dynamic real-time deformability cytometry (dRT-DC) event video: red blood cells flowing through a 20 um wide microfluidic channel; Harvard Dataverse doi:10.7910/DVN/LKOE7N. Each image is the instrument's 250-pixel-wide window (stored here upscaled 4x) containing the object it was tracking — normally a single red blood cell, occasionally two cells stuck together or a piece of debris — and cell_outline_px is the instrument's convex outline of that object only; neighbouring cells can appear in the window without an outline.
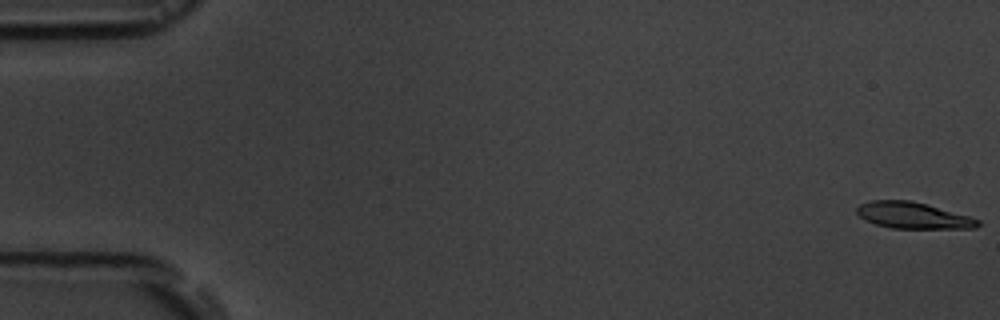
{"species": "common noctule bat (a hibernating species)", "species_latin": "Nyctalus noctula", "temperature_condition": "room temperature", "stored_images_in_passage": 12, "camera_frame_rate_fps": 3000, "um_per_image_px": 0.085, "animal": {"sex": "male", "body_mass_g": 19.5, "forearm_length_mm": 54.6}, "frame": {"image": 1, "passage_image": 1, "time_ms": 0.0, "image_size_px": [1000, 320], "cell_outline_px": [[980, 224], [976, 228], [892, 228], [876, 224], [864, 220], [856, 212], [856, 208], [860, 204], [872, 200], [912, 200], [968, 216], [980, 220]], "centroid_in_image_um": [77.58, 18.31], "position_along_channel_um": 7.4, "area_um2": 18.44}}
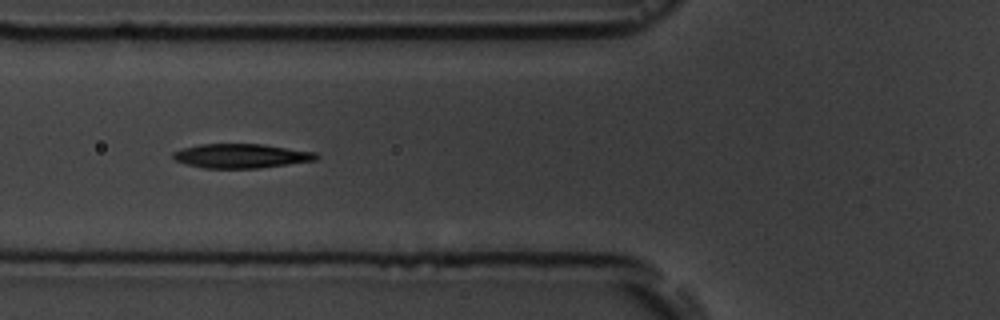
{"frame": {"image": 2, "passage_image": 7, "time_ms": 6.667, "image_size_px": [1000, 320], "cell_outline_px": [[320, 156], [316, 160], [288, 164], [256, 168], [204, 168], [188, 164], [176, 160], [172, 156], [172, 152], [184, 148], [200, 144], [264, 144], [316, 152]], "centroid_in_image_um": [20.53, 13.24], "position_along_channel_um": 105.3, "area_um2": 20.11}}
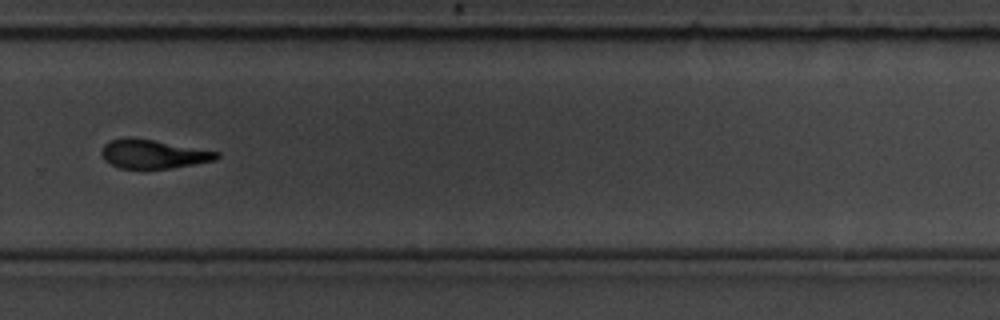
{"frame": {"image": 3, "passage_image": 12, "time_ms": 12.333, "image_size_px": [1000, 320], "cell_outline_px": [[220, 156], [216, 160], [168, 168], [120, 168], [104, 160], [100, 152], [104, 144], [108, 140], [128, 136], [132, 136], [220, 152]], "centroid_in_image_um": [12.98, 13.06], "position_along_channel_um": 316.8, "area_um2": 19.36}}